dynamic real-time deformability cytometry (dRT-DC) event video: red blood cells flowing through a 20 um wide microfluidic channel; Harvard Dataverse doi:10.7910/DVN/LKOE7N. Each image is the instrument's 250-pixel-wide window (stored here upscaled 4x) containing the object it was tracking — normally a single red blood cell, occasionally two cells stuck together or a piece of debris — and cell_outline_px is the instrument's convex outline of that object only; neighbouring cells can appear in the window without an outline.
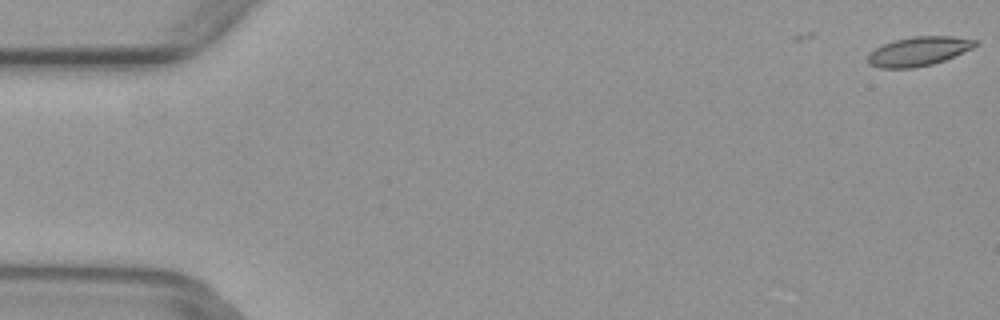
{"species": "common noctule bat (a hibernating species)", "species_latin": "Nyctalus noctula", "temperature_condition": "warm", "stored_images_in_passage": 9, "camera_frame_rate_fps": 3000, "um_per_image_px": 0.085, "animal": {"sex": "female", "body_mass_g": 29.2, "forearm_length_mm": 56.3}, "frame": {"image": 1, "passage_image": 1, "time_ms": 0.0, "image_size_px": [1000, 320], "cell_outline_px": [[980, 44], [972, 48], [944, 60], [932, 64], [912, 68], [880, 68], [868, 64], [868, 56], [876, 48], [884, 44], [896, 40], [912, 36], [952, 36], [976, 40]], "centroid_in_image_um": [78.09, 4.36], "position_along_channel_um": 6.9, "area_um2": 18.03}}